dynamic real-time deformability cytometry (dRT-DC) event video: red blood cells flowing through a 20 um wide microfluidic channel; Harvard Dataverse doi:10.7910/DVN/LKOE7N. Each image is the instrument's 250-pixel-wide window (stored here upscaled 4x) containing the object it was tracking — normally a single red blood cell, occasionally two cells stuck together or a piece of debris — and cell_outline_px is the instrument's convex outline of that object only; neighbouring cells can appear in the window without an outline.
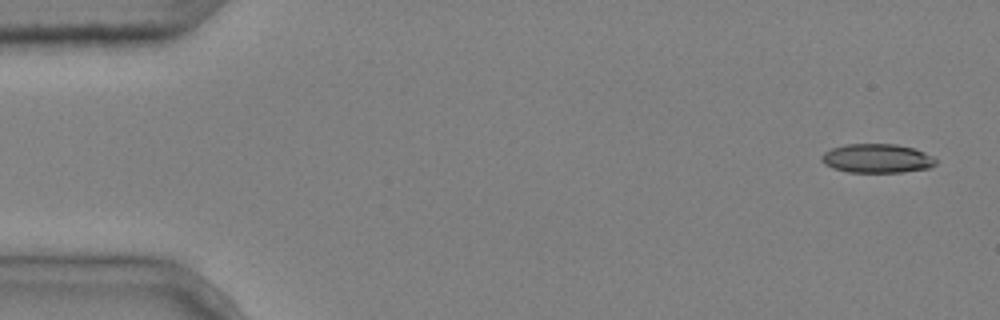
{"species": "common noctule bat (a hibernating species)", "species_latin": "Nyctalus noctula", "temperature_condition": "cold", "stored_images_in_passage": 4, "camera_frame_rate_fps": 3000, "um_per_image_px": 0.085, "animal": {"sex": "male", "body_mass_g": 20.4}, "frame": {"image": 1, "passage_image": 1, "time_ms": 0.0, "image_size_px": [1000, 320], "cell_outline_px": [[936, 164], [928, 168], [900, 172], [848, 172], [832, 168], [824, 164], [820, 160], [820, 156], [824, 152], [832, 148], [844, 144], [896, 144], [912, 148], [924, 152], [932, 156], [936, 160]], "centroid_in_image_um": [74.49, 13.46], "position_along_channel_um": 10.5, "area_um2": 19.31}}
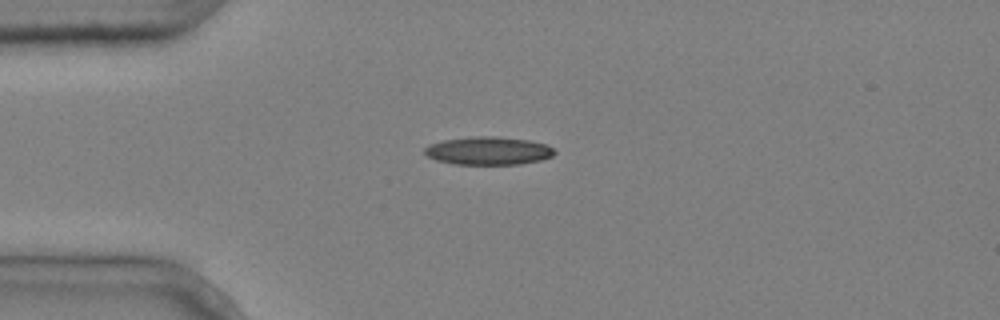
{"frame": {"image": 2, "passage_image": 4, "time_ms": 1.0, "image_size_px": [1000, 320], "cell_outline_px": [[556, 152], [552, 156], [540, 160], [520, 164], [456, 164], [436, 160], [428, 156], [424, 152], [424, 148], [428, 144], [444, 140], [468, 136], [496, 136], [528, 140], [544, 144], [552, 148]], "centroid_in_image_um": [41.48, 12.81], "position_along_channel_um": 43.5, "area_um2": 21.21}}